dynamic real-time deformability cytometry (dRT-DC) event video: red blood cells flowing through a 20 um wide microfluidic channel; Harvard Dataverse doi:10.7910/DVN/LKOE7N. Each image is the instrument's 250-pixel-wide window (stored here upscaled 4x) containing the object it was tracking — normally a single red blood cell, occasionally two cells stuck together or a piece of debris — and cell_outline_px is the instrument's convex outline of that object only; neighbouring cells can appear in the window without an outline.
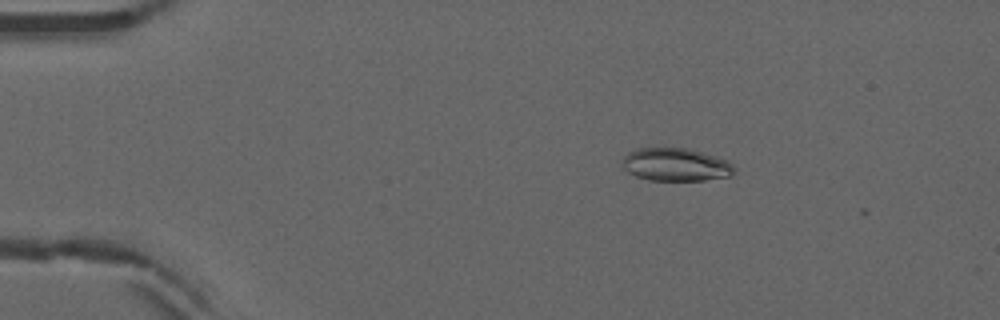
{"species": "common noctule bat (a hibernating species)", "species_latin": "Nyctalus noctula", "temperature_condition": "warm", "stored_images_in_passage": 11, "camera_frame_rate_fps": 3000, "um_per_image_px": 0.085, "animal": {"sex": "male", "forearm_length_mm": 52.5}, "frame": {"image": 1, "passage_image": 10, "time_ms": 3.0, "image_size_px": [1000, 320], "cell_outline_px": [[736, 172], [732, 176], [704, 180], [648, 180], [636, 176], [628, 172], [620, 164], [624, 156], [628, 152], [636, 148], [688, 148], [728, 160], [736, 168]], "centroid_in_image_um": [57.45, 13.99], "position_along_channel_um": 27.6, "area_um2": 21.73}}